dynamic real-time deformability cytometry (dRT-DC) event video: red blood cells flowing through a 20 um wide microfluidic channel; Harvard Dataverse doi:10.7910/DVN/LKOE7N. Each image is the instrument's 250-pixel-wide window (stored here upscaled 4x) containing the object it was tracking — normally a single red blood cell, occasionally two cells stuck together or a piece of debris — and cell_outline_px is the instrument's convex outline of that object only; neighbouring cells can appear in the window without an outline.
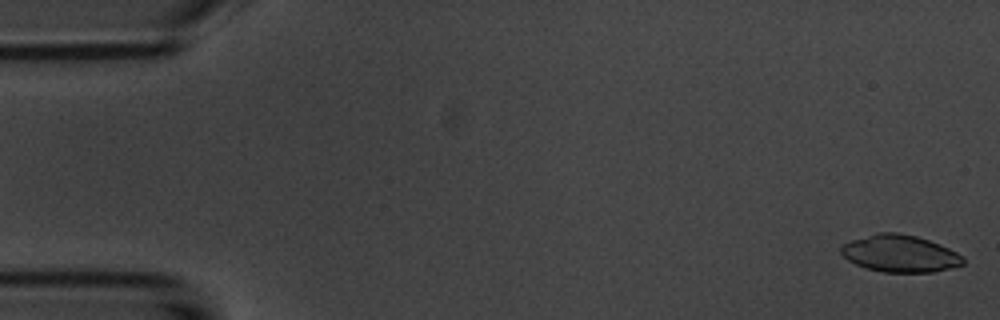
{"species": "common noctule bat (a hibernating species)", "species_latin": "Nyctalus noctula", "temperature_condition": "room temperature", "stored_images_in_passage": 13, "camera_frame_rate_fps": 3000, "um_per_image_px": 0.085, "animal": {"sex": "male", "body_mass_g": 20.1, "forearm_length_mm": 53.5}, "frame": {"image": 1, "passage_image": 1, "time_ms": 0.0, "image_size_px": [1000, 320], "cell_outline_px": [[964, 264], [952, 268], [932, 272], [884, 272], [868, 268], [856, 264], [848, 260], [840, 252], [840, 244], [876, 232], [896, 232], [916, 236], [940, 244], [964, 256]], "centroid_in_image_um": [76.5, 21.54], "position_along_channel_um": 8.5, "area_um2": 26.41}}
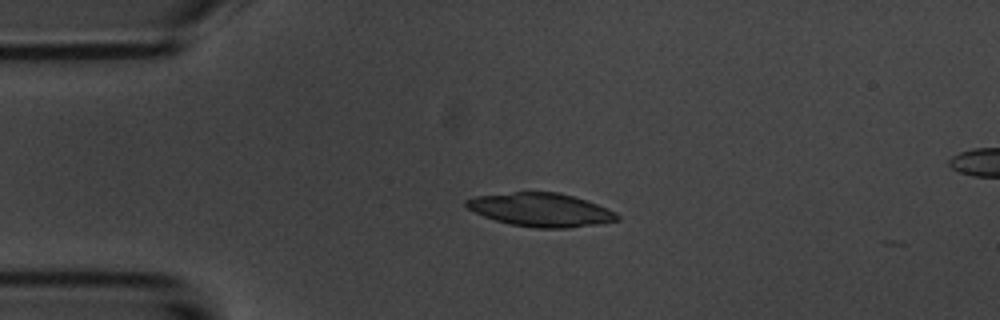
{"frame": {"image": 2, "passage_image": 12, "time_ms": 3.667, "image_size_px": [1000, 320], "cell_outline_px": [[620, 220], [600, 224], [568, 228], [536, 228], [508, 224], [484, 216], [468, 208], [464, 204], [464, 200], [472, 196], [512, 192], [560, 192], [596, 204], [616, 212], [620, 216]], "centroid_in_image_um": [45.96, 17.84], "position_along_channel_um": 39.0, "area_um2": 29.54}}